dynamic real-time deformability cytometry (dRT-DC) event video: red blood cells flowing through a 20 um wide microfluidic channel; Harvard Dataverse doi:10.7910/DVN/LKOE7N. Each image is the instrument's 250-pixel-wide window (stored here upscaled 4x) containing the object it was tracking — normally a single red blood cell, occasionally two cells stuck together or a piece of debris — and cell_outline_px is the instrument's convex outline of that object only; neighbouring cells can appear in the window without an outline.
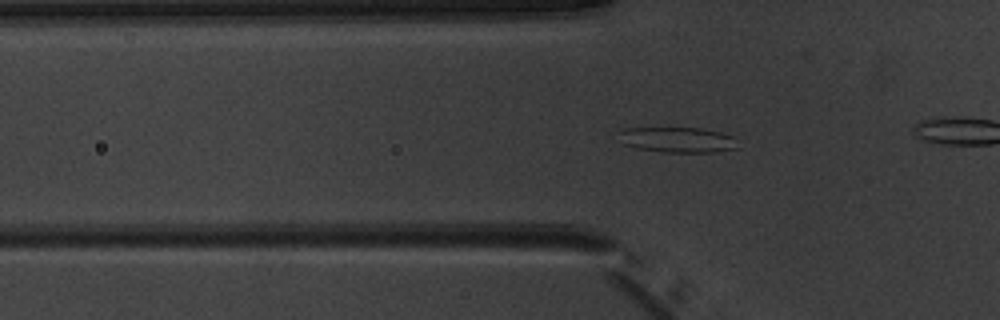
{"species": "common noctule bat (a hibernating species)", "species_latin": "Nyctalus noctula", "temperature_condition": "warm", "stored_images_in_passage": 52, "camera_frame_rate_fps": 3000, "um_per_image_px": 0.085, "animal": {"sex": "male", "body_mass_g": 20.1, "forearm_length_mm": 53.5}, "frame": {"image": 1, "passage_image": 17, "time_ms": 5.333, "image_size_px": [1000, 320], "cell_outline_px": [[740, 148], [716, 152], [664, 152], [636, 148], [624, 144], [616, 132], [624, 128], [700, 128], [720, 132], [732, 136]], "centroid_in_image_um": [57.59, 11.88], "position_along_channel_um": 68.2, "area_um2": 17.69}}
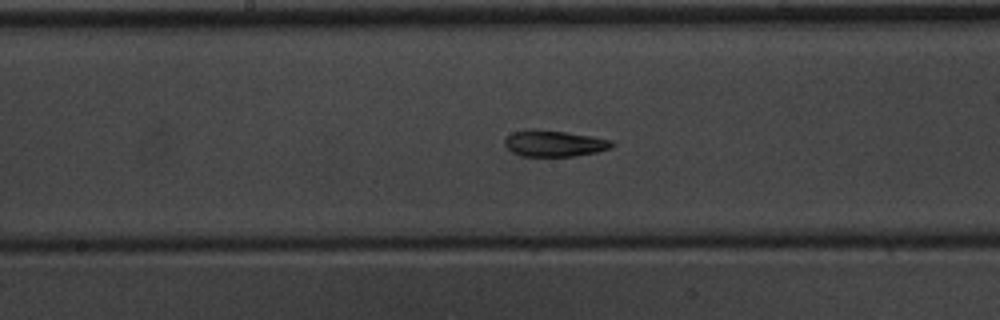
{"frame": {"image": 2, "passage_image": 27, "time_ms": 8.667, "image_size_px": [1000, 320], "cell_outline_px": [[616, 144], [612, 148], [596, 152], [572, 156], [520, 156], [512, 152], [504, 144], [504, 136], [512, 132], [528, 128], [532, 128], [564, 132], [592, 136], [612, 140]], "centroid_in_image_um": [47.07, 12.18], "position_along_channel_um": 201.1, "area_um2": 16.65}}
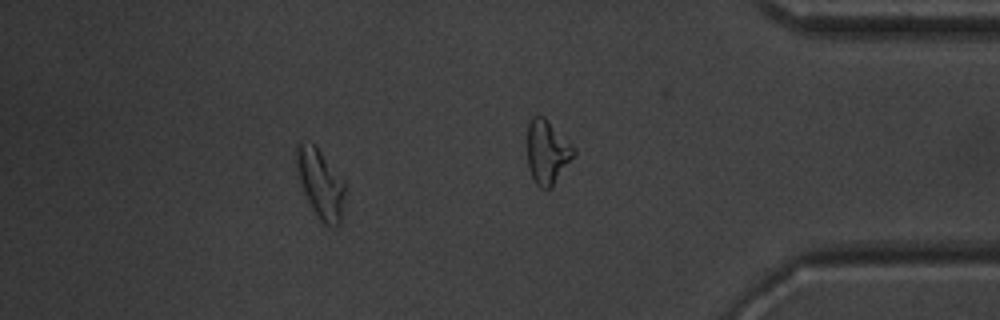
{"frame": {"image": 3, "passage_image": 46, "time_ms": 15.0, "image_size_px": [1000, 320], "cell_outline_px": [[344, 192], [340, 224], [336, 228], [324, 224], [316, 216], [304, 192], [296, 168], [296, 144], [300, 140], [312, 144], [320, 152], [344, 184]], "centroid_in_image_um": [27.2, 15.65], "position_along_channel_um": 408.0, "area_um2": 18.84}, "authors_computed_cell_mechanics": {"area_um2": 17.7446, "velocity_mm_per_s": 3.9905, "shape_relaxation_time_tau1_ms": 8.2201, "shape_relaxation_time_tau2_ms": 2.8256, "deformation_change_tau1": 0.1698, "deformation_change_tau2": 0.0872}}